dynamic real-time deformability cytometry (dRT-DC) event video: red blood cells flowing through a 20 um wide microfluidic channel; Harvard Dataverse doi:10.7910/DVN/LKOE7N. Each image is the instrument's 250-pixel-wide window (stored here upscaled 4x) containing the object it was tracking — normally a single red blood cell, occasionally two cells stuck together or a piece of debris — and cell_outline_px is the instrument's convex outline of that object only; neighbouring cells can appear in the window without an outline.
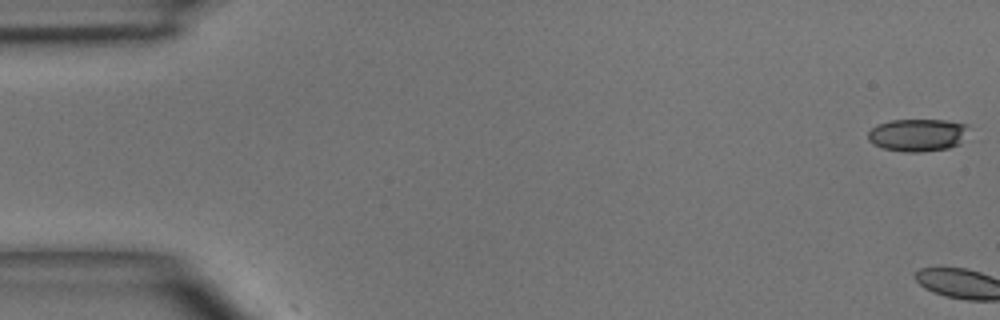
{"species": "common noctule bat (a hibernating species)", "species_latin": "Nyctalus noctula", "temperature_condition": "room temperature", "stored_images_in_passage": 6, "camera_frame_rate_fps": 3000, "um_per_image_px": 0.085, "animal": {"sex": "male", "body_mass_g": 15.6}, "frame": {"image": 1, "passage_image": 1, "time_ms": 0.0, "image_size_px": [1000, 320], "cell_outline_px": [[968, 128], [960, 144], [948, 148], [920, 152], [904, 152], [880, 148], [872, 144], [868, 140], [868, 132], [876, 124], [888, 120], [948, 120], [968, 124]], "centroid_in_image_um": [77.96, 11.47], "position_along_channel_um": 7.0, "area_um2": 19.36}}
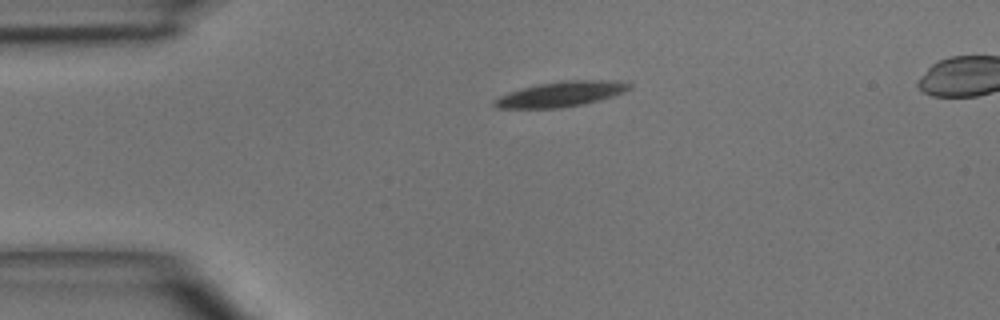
{"frame": {"image": 2, "passage_image": 6, "time_ms": 6.333, "image_size_px": [1000, 320], "cell_outline_px": [[632, 88], [624, 92], [600, 100], [584, 104], [560, 108], [496, 108], [492, 104], [492, 100], [508, 92], [540, 84], [560, 80], [612, 80], [632, 84]], "centroid_in_image_um": [47.68, 8.0], "position_along_channel_um": 37.3, "area_um2": 19.83}}